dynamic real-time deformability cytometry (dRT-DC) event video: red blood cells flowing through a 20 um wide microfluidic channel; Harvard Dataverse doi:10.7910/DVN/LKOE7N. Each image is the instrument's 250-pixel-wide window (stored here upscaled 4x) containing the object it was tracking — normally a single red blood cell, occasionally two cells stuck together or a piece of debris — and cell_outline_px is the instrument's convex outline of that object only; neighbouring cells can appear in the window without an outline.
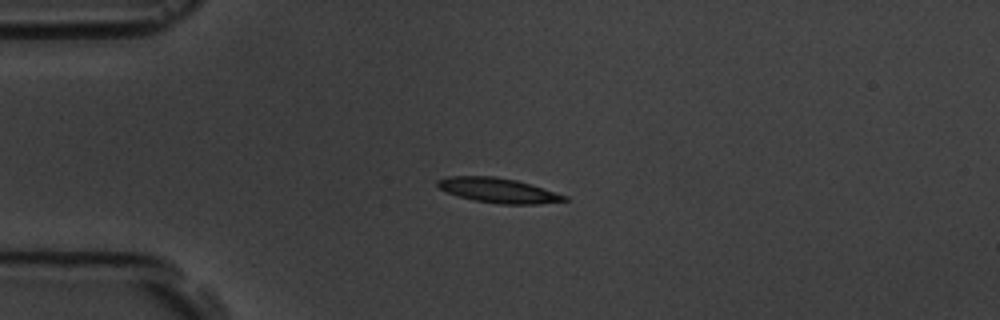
{"species": "common noctule bat (a hibernating species)", "species_latin": "Nyctalus noctula", "temperature_condition": "room temperature", "stored_images_in_passage": 13, "camera_frame_rate_fps": 3000, "um_per_image_px": 0.085, "animal": {"sex": "male", "body_mass_g": 19.5, "forearm_length_mm": 54.6}, "frame": {"image": 1, "passage_image": 4, "time_ms": 4.333, "image_size_px": [1000, 320], "cell_outline_px": [[568, 200], [536, 204], [500, 204], [476, 200], [460, 196], [448, 192], [440, 188], [436, 184], [436, 180], [448, 176], [496, 176], [516, 180], [568, 196]], "centroid_in_image_um": [42.34, 16.17], "position_along_channel_um": 42.7, "area_um2": 18.03}}
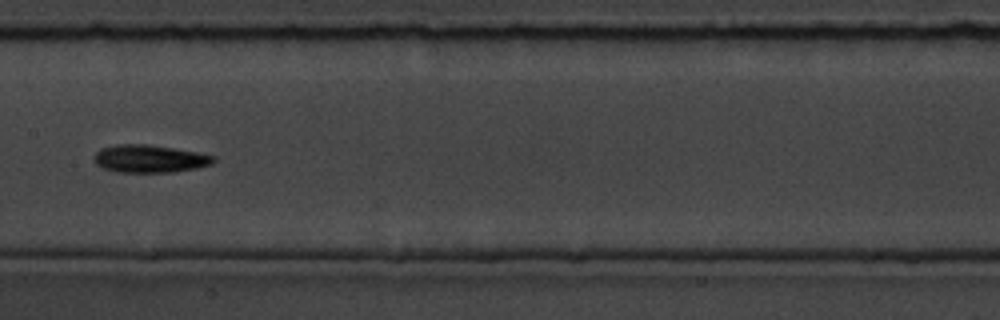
{"frame": {"image": 2, "passage_image": 8, "time_ms": 9.333, "image_size_px": [1000, 320], "cell_outline_px": [[216, 160], [212, 164], [196, 168], [172, 172], [116, 172], [104, 168], [96, 164], [92, 156], [100, 148], [116, 144], [148, 144], [196, 152], [216, 156]], "centroid_in_image_um": [12.69, 13.49], "position_along_channel_um": 194.7, "area_um2": 19.36}}
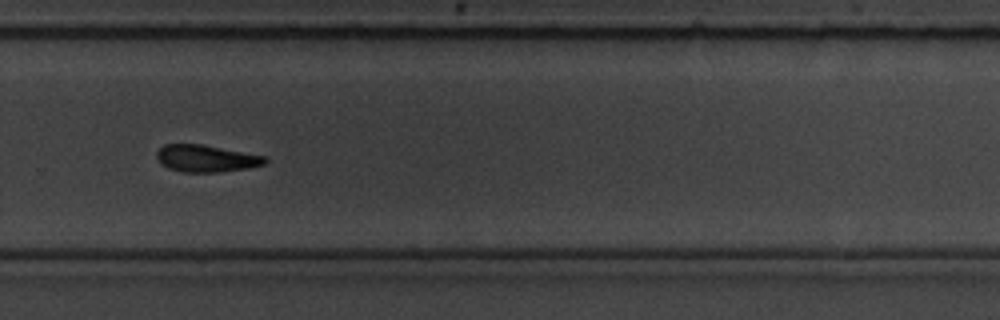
{"frame": {"image": 3, "passage_image": 11, "time_ms": 12.667, "image_size_px": [1000, 320], "cell_outline_px": [[268, 160], [264, 164], [248, 168], [220, 172], [184, 172], [168, 168], [160, 164], [156, 156], [156, 152], [164, 144], [200, 144], [268, 156]], "centroid_in_image_um": [17.53, 13.47], "position_along_channel_um": 312.3, "area_um2": 17.17}, "authors_computed_cell_mechanics": {"area_um2": 18.0336, "velocity_mm_per_s": 3.5359, "shape_relaxation_time_tau1_ms": 4.6611, "shape_relaxation_time_tau2_ms": null, "deformation_change_tau1": 0.1224, "deformation_change_tau2": null}}